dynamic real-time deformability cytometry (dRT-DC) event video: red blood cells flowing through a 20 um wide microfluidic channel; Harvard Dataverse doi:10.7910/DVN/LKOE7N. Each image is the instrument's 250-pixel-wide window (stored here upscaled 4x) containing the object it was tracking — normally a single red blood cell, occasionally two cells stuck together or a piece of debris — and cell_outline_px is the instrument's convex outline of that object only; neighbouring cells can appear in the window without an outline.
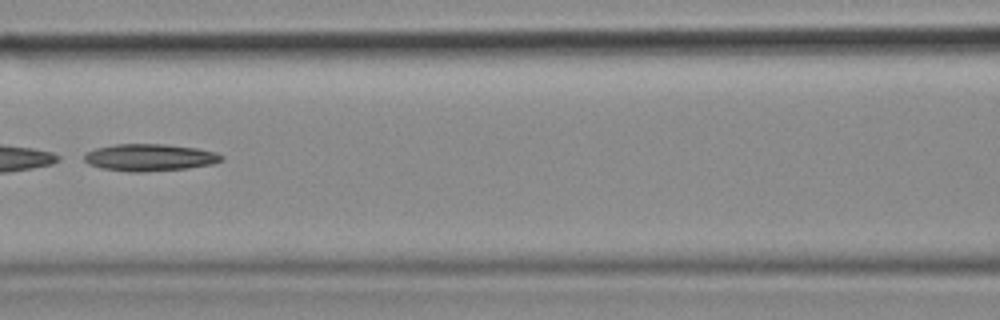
{"species": "common noctule bat (a hibernating species)", "species_latin": "Nyctalus noctula", "temperature_condition": "cold", "stored_images_in_passage": 48, "camera_frame_rate_fps": 3000, "um_per_image_px": 0.085, "animal": {"sex": "female", "body_mass_g": 18.4}, "frame": {"image": 1, "passage_image": 21, "time_ms": 6.667, "image_size_px": [1000, 320], "cell_outline_px": [[224, 160], [212, 164], [188, 168], [144, 172], [128, 172], [100, 168], [88, 164], [84, 160], [84, 156], [88, 152], [96, 148], [116, 144], [164, 144], [196, 148], [216, 152], [224, 156]], "centroid_in_image_um": [12.74, 13.39], "position_along_channel_um": 153.9, "area_um2": 21.73}}